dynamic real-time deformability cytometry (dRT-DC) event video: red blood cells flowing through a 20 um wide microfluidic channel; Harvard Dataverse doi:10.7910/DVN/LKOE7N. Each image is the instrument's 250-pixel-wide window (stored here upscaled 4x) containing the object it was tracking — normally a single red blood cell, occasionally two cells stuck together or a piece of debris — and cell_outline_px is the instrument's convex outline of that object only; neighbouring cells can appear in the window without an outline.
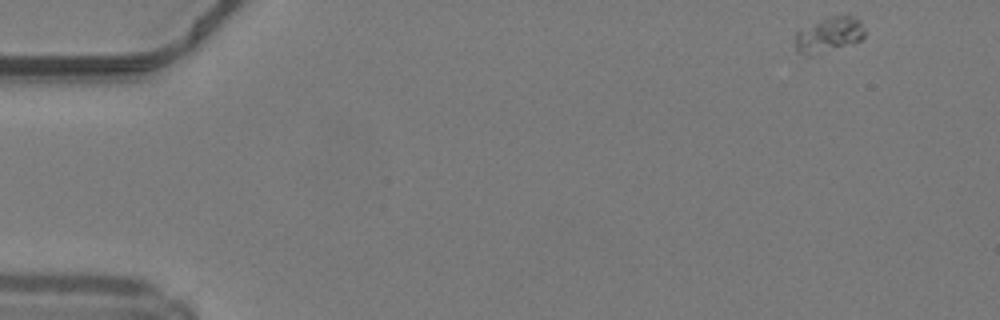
{"species": "common noctule bat (a hibernating species)", "species_latin": "Nyctalus noctula", "temperature_condition": "warm", "stored_images_in_passage": 44, "camera_frame_rate_fps": 3000, "um_per_image_px": 0.085, "animal": {"sex": "male", "body_mass_g": 19.2, "forearm_length_mm": 51.8}, "frame": {"image": 1, "passage_image": 1, "time_ms": 0.0, "image_size_px": [1000, 320], "cell_outline_px": [[864, 36], [860, 40], [852, 44], [812, 56], [808, 56], [796, 52], [796, 32], [828, 16], [844, 12], [856, 16], [860, 20], [864, 32]], "centroid_in_image_um": [70.49, 2.92], "position_along_channel_um": 14.5, "area_um2": 14.62}}
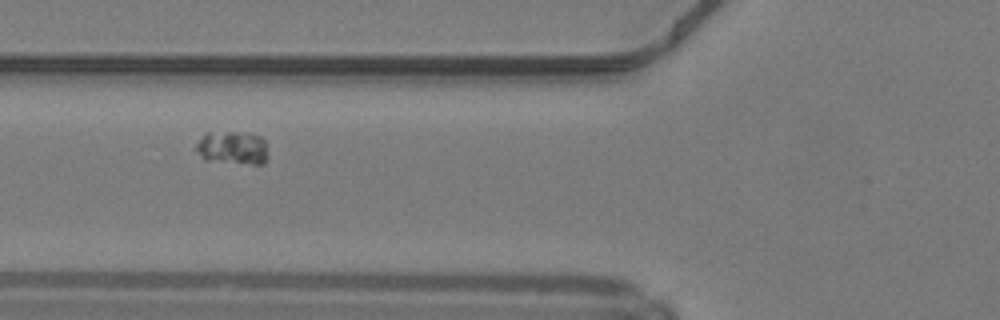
{"frame": {"image": 2, "passage_image": 17, "time_ms": 5.333, "image_size_px": [1000, 320], "cell_outline_px": [[268, 156], [264, 164], [252, 164], [204, 160], [192, 148], [204, 132], [236, 132], [260, 136], [264, 140], [268, 152]], "centroid_in_image_um": [19.71, 12.56], "position_along_channel_um": 106.1, "area_um2": 14.28}}
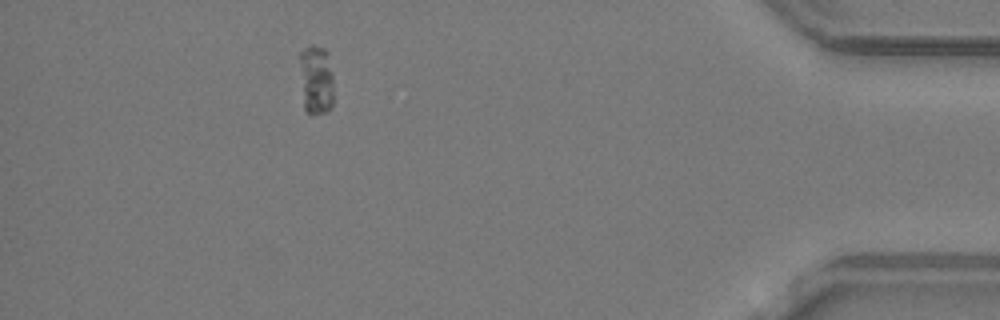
{"frame": {"image": 3, "passage_image": 43, "time_ms": 14.0, "image_size_px": [1000, 320], "cell_outline_px": [[332, 108], [328, 112], [312, 116], [304, 108], [300, 60], [300, 52], [308, 44], [312, 44], [324, 48], [328, 52], [332, 72]], "centroid_in_image_um": [26.89, 6.77], "position_along_channel_um": 408.3, "area_um2": 13.99}}